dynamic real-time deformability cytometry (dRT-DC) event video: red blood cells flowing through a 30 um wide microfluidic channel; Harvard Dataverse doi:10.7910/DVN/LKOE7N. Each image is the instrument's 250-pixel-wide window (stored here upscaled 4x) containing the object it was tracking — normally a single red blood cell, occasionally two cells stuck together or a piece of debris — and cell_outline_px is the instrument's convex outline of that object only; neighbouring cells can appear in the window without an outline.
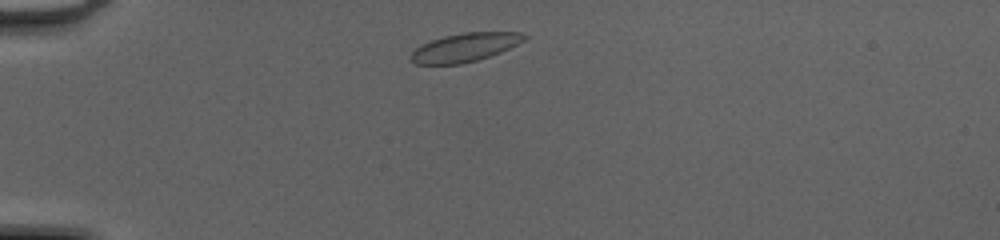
{"species": "common noctule bat (a hibernating species)", "species_latin": "Nyctalus noctula", "temperature_condition": "cold", "stored_images_in_passage": 38, "camera_frame_rate_fps": 3000, "um_per_image_px": 0.085, "animal": {"sex": "female", "body_mass_g": 20.0, "forearm_length_mm": 54.0}, "frame": {"image": 1, "passage_image": 2, "time_ms": 0.333, "image_size_px": [1000, 240], "cell_outline_px": [[528, 36], [524, 40], [500, 52], [476, 60], [460, 64], [416, 64], [408, 60], [408, 56], [420, 44], [444, 36], [464, 32], [520, 32]], "centroid_in_image_um": [39.45, 4.03], "position_along_channel_um": 45.6, "area_um2": 18.79}}
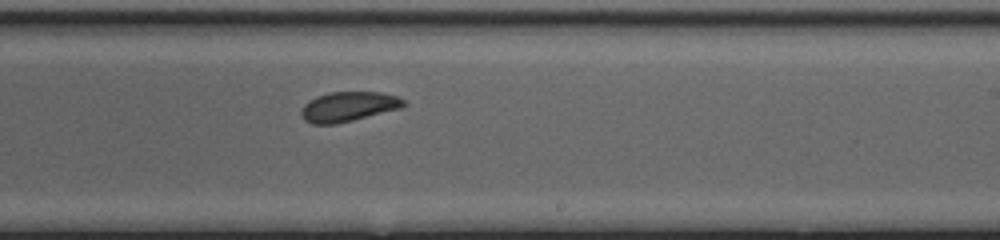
{"frame": {"image": 2, "passage_image": 20, "time_ms": 6.333, "image_size_px": [1000, 240], "cell_outline_px": [[408, 104], [404, 108], [336, 124], [312, 124], [304, 120], [300, 112], [304, 104], [308, 100], [316, 96], [328, 92], [380, 92], [396, 96], [404, 100]], "centroid_in_image_um": [29.63, 9.06], "position_along_channel_um": 259.4, "area_um2": 18.03}}
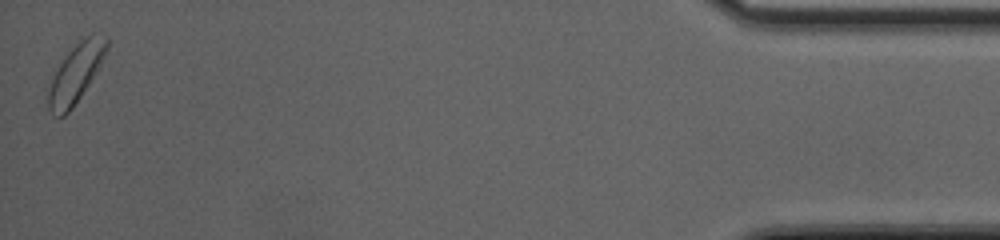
{"frame": {"image": 3, "passage_image": 38, "time_ms": 12.333, "image_size_px": [1000, 240], "cell_outline_px": [[108, 48], [100, 68], [72, 108], [64, 116], [52, 116], [48, 108], [44, 88], [68, 52], [80, 40], [92, 32], [104, 32], [108, 36]], "centroid_in_image_um": [6.43, 6.22], "position_along_channel_um": 428.8, "area_um2": 20.75}, "authors_computed_cell_mechanics": {"area_um2": 18.2359, "velocity_mm_per_s": 4.1759, "shape_relaxation_time_tau1_ms": 4.288, "shape_relaxation_time_tau2_ms": 8.3816, "deformation_change_tau1": 0.0833, "deformation_change_tau2": 0.0789}}